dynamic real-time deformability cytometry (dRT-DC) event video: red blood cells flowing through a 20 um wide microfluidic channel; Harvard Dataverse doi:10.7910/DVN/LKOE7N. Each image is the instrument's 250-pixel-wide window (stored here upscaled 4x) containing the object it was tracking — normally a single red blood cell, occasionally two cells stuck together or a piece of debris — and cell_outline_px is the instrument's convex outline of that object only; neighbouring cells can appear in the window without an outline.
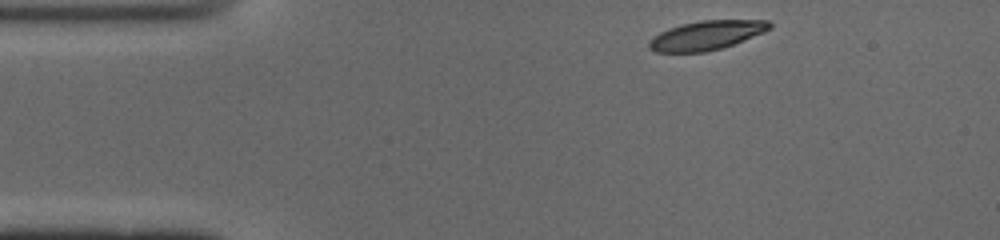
{"species": "common noctule bat (a hibernating species)", "species_latin": "Nyctalus noctula", "temperature_condition": "cold", "stored_images_in_passage": 44, "camera_frame_rate_fps": 3000, "um_per_image_px": 0.085, "animal": {"sex": "male", "body_mass_g": 19.0, "forearm_length_mm": 50.8}, "frame": {"image": 1, "passage_image": 1, "time_ms": 0.0, "image_size_px": [1000, 240], "cell_outline_px": [[772, 28], [764, 32], [732, 44], [720, 48], [704, 52], [656, 52], [648, 48], [648, 40], [660, 32], [668, 28], [700, 20], [768, 20], [772, 24]], "centroid_in_image_um": [60.03, 3.0], "position_along_channel_um": 25.0, "area_um2": 20.35}}
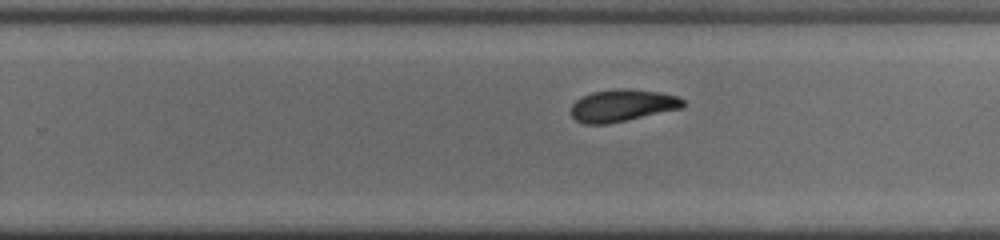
{"frame": {"image": 2, "passage_image": 25, "time_ms": 8.0, "image_size_px": [1000, 240], "cell_outline_px": [[684, 108], [608, 124], [584, 124], [576, 120], [572, 116], [572, 104], [576, 100], [592, 92], [612, 88], [628, 88], [660, 92], [676, 96], [684, 100]], "centroid_in_image_um": [52.91, 8.96], "position_along_channel_um": 276.9, "area_um2": 21.1}}
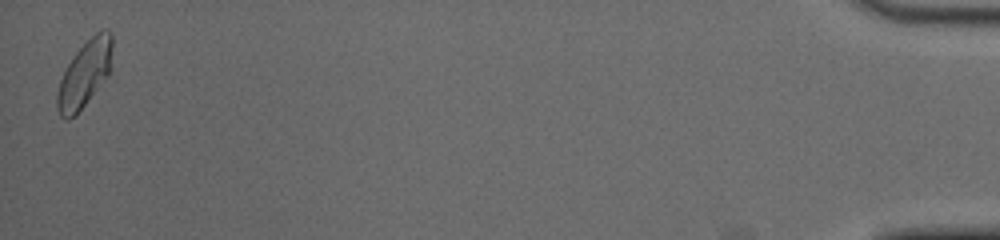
{"frame": {"image": 3, "passage_image": 44, "time_ms": 14.333, "image_size_px": [1000, 240], "cell_outline_px": [[112, 48], [108, 76], [84, 104], [68, 120], [64, 120], [60, 116], [56, 108], [56, 92], [60, 80], [68, 64], [76, 52], [96, 32], [104, 28], [108, 28], [112, 32]], "centroid_in_image_um": [7.18, 6.26], "position_along_channel_um": 428.0, "area_um2": 20.98}, "authors_computed_cell_mechanics": {"area_um2": 21.2415, "velocity_mm_per_s": 3.8947, "shape_relaxation_time_tau1_ms": 3.1884, "shape_relaxation_time_tau2_ms": 7.6474, "deformation_change_tau1": 0.145, "deformation_change_tau2": 0.159}}